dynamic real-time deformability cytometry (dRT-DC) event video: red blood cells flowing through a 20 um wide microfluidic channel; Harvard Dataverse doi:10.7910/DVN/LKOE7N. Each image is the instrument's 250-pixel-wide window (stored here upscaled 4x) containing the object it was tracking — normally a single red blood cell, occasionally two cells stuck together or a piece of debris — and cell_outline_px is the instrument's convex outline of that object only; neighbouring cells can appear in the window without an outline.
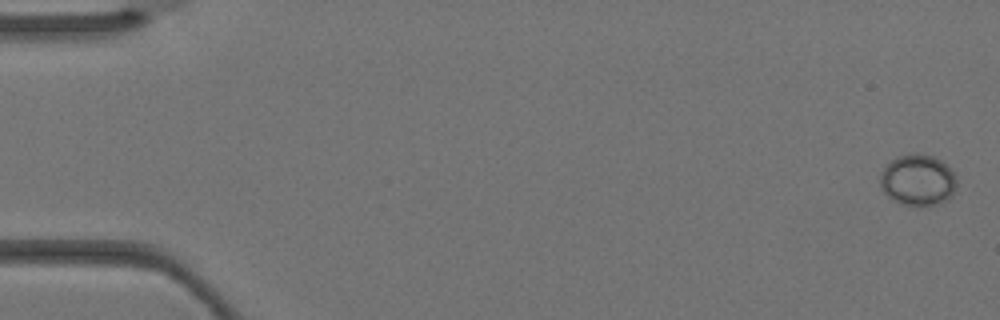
{"species": "Egyptian fruit bat (a non-hibernating species)", "species_latin": "Rousettus aegyptiacus", "temperature_condition": "warm", "stored_images_in_passage": 4, "camera_frame_rate_fps": 3000, "um_per_image_px": 0.085, "animal": {"sex": "female"}, "frame": {"image": 1, "passage_image": 1, "time_ms": 0.0, "image_size_px": [1000, 320], "cell_outline_px": [[956, 188], [952, 196], [944, 200], [932, 204], [900, 204], [888, 196], [880, 188], [880, 176], [884, 168], [892, 160], [900, 156], [916, 152], [932, 156], [940, 160], [952, 172], [956, 180]], "centroid_in_image_um": [77.99, 15.29], "position_along_channel_um": 7.0, "area_um2": 22.31}}